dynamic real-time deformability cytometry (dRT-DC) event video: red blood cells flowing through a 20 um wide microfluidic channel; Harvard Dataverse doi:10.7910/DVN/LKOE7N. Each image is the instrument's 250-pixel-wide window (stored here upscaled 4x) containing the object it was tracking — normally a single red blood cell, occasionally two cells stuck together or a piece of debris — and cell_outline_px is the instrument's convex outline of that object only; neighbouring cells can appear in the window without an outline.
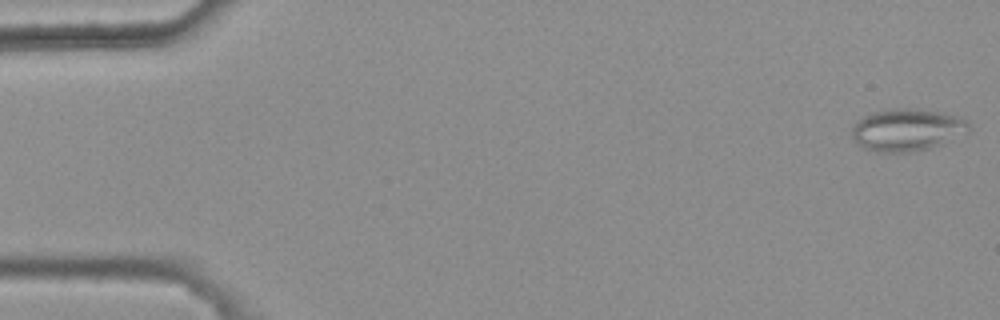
{"species": "common noctule bat (a hibernating species)", "species_latin": "Nyctalus noctula", "temperature_condition": "warm", "stored_images_in_passage": 5, "camera_frame_rate_fps": 3000, "um_per_image_px": 0.085, "animal": {"sex": "female", "body_mass_g": 25.1}, "frame": {"image": 1, "passage_image": 1, "time_ms": 0.0, "image_size_px": [1000, 320], "cell_outline_px": [[972, 128], [968, 132], [940, 144], [928, 148], [908, 152], [876, 152], [864, 148], [852, 140], [852, 128], [864, 116], [872, 112], [896, 108], [916, 108], [964, 116], [968, 120]], "centroid_in_image_um": [77.14, 11.02], "position_along_channel_um": 7.9, "area_um2": 28.96}}